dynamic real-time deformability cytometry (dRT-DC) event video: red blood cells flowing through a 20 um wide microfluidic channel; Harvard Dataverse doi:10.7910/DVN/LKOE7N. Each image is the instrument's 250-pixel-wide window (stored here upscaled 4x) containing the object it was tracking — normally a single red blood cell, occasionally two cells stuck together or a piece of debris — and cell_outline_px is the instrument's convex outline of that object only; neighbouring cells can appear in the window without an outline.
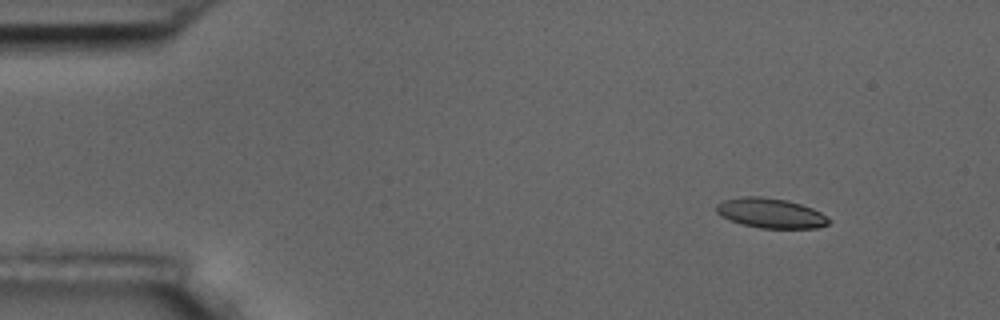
{"species": "common noctule bat (a hibernating species)", "species_latin": "Nyctalus noctula", "temperature_condition": "room temperature", "stored_images_in_passage": 5, "camera_frame_rate_fps": 3000, "um_per_image_px": 0.085, "animal": {"sex": "male", "body_mass_g": 17.5, "forearm_length_mm": 52.3}, "frame": {"image": 1, "passage_image": 1, "time_ms": 0.0, "image_size_px": [1000, 320], "cell_outline_px": [[832, 220], [828, 224], [816, 228], [760, 228], [744, 224], [720, 216], [716, 212], [716, 204], [724, 200], [744, 196], [760, 196], [788, 200], [812, 208], [820, 212]], "centroid_in_image_um": [65.51, 18.11], "position_along_channel_um": 19.5, "area_um2": 19.48}}
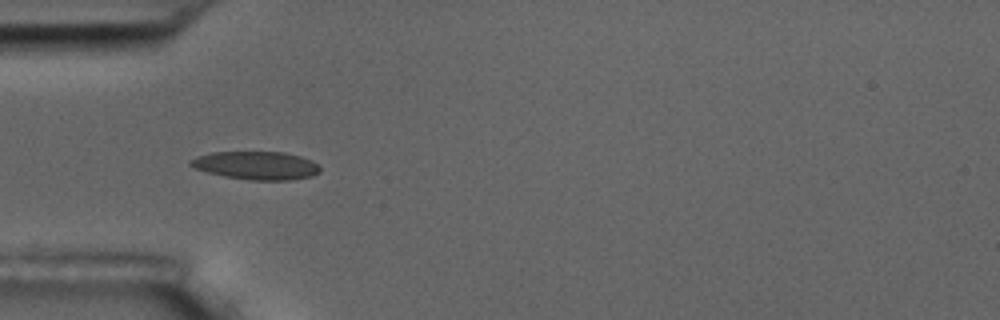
{"frame": {"image": 2, "passage_image": 4, "time_ms": 3.667, "image_size_px": [1000, 320], "cell_outline_px": [[320, 172], [312, 176], [292, 180], [252, 180], [224, 176], [192, 168], [188, 164], [188, 160], [196, 156], [212, 152], [284, 152], [300, 156], [312, 160], [320, 168]], "centroid_in_image_um": [21.76, 14.06], "position_along_channel_um": 63.2, "area_um2": 21.39}}